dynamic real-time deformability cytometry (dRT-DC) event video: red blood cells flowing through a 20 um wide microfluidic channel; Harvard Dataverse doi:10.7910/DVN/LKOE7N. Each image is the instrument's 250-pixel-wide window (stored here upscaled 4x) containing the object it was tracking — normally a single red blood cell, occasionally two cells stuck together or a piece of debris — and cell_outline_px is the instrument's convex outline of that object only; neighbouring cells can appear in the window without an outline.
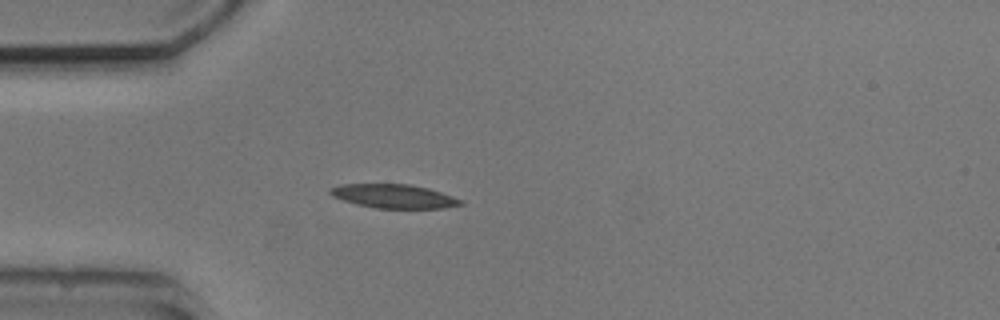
{"species": "common noctule bat (a hibernating species)", "species_latin": "Nyctalus noctula", "temperature_condition": "cold", "stored_images_in_passage": 1, "camera_frame_rate_fps": 3000, "um_per_image_px": 0.085, "animal": {"sex": "male", "body_mass_g": 20.5, "forearm_length_mm": 52.5}, "frame": {"image": 1, "passage_image": 1, "time_ms": 0.0, "image_size_px": [1000, 320], "cell_outline_px": [[464, 204], [444, 208], [376, 208], [356, 204], [332, 196], [328, 192], [328, 188], [340, 184], [408, 184], [428, 188], [464, 200]], "centroid_in_image_um": [33.46, 16.67], "position_along_channel_um": 51.5, "area_um2": 18.15}}